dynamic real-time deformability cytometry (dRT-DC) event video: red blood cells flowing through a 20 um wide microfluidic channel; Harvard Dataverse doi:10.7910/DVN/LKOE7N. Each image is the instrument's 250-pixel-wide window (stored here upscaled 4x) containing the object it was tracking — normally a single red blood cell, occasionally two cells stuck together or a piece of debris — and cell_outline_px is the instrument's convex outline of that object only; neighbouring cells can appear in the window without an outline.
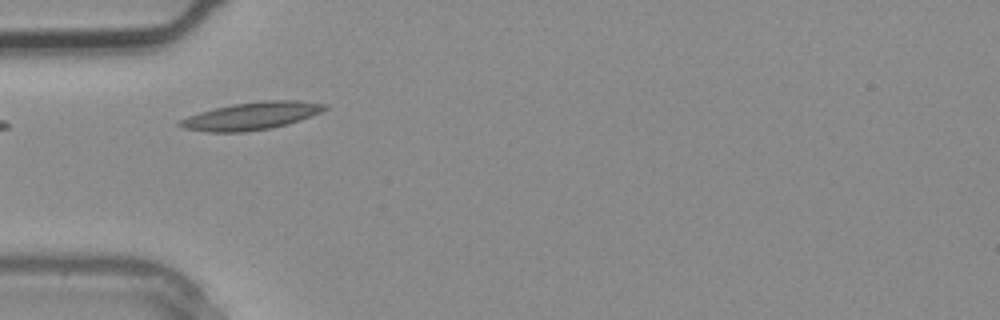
{"species": "common noctule bat (a hibernating species)", "species_latin": "Nyctalus noctula", "temperature_condition": "warm", "stored_images_in_passage": 2, "camera_frame_rate_fps": 3000, "um_per_image_px": 0.085, "animal": {"sex": "male", "body_mass_g": 20.4}, "frame": {"image": 1, "passage_image": 2, "time_ms": 0.333, "image_size_px": [1000, 320], "cell_outline_px": [[328, 108], [320, 112], [300, 120], [288, 124], [272, 128], [244, 132], [208, 132], [184, 128], [176, 124], [180, 120], [188, 116], [200, 112], [232, 104], [264, 100], [300, 100], [328, 104]], "centroid_in_image_um": [21.4, 9.85], "position_along_channel_um": 63.6, "area_um2": 23.29}}